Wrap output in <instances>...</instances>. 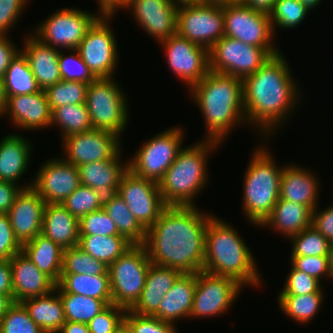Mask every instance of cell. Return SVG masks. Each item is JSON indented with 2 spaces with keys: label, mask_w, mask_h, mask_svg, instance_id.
Segmentation results:
<instances>
[{
  "label": "cell",
  "mask_w": 333,
  "mask_h": 333,
  "mask_svg": "<svg viewBox=\"0 0 333 333\" xmlns=\"http://www.w3.org/2000/svg\"><path fill=\"white\" fill-rule=\"evenodd\" d=\"M181 274L178 269L151 263L141 296L130 311L142 316H153L158 311L164 295Z\"/></svg>",
  "instance_id": "83f0119b"
},
{
  "label": "cell",
  "mask_w": 333,
  "mask_h": 333,
  "mask_svg": "<svg viewBox=\"0 0 333 333\" xmlns=\"http://www.w3.org/2000/svg\"><path fill=\"white\" fill-rule=\"evenodd\" d=\"M199 2L223 6L227 4L239 3L241 0H199Z\"/></svg>",
  "instance_id": "003e7915"
},
{
  "label": "cell",
  "mask_w": 333,
  "mask_h": 333,
  "mask_svg": "<svg viewBox=\"0 0 333 333\" xmlns=\"http://www.w3.org/2000/svg\"><path fill=\"white\" fill-rule=\"evenodd\" d=\"M118 195L125 201L137 221L147 230L167 207L158 183L139 177L128 169L119 183Z\"/></svg>",
  "instance_id": "e0dca14e"
},
{
  "label": "cell",
  "mask_w": 333,
  "mask_h": 333,
  "mask_svg": "<svg viewBox=\"0 0 333 333\" xmlns=\"http://www.w3.org/2000/svg\"><path fill=\"white\" fill-rule=\"evenodd\" d=\"M65 292L85 295L100 300H112L109 274L61 273L57 283Z\"/></svg>",
  "instance_id": "e575fe53"
},
{
  "label": "cell",
  "mask_w": 333,
  "mask_h": 333,
  "mask_svg": "<svg viewBox=\"0 0 333 333\" xmlns=\"http://www.w3.org/2000/svg\"><path fill=\"white\" fill-rule=\"evenodd\" d=\"M1 81L4 96L27 95L42 90L21 50L11 60Z\"/></svg>",
  "instance_id": "836d02e7"
},
{
  "label": "cell",
  "mask_w": 333,
  "mask_h": 333,
  "mask_svg": "<svg viewBox=\"0 0 333 333\" xmlns=\"http://www.w3.org/2000/svg\"><path fill=\"white\" fill-rule=\"evenodd\" d=\"M187 93L205 120L204 140L222 144L234 127L247 125L241 78L209 71Z\"/></svg>",
  "instance_id": "3957f363"
},
{
  "label": "cell",
  "mask_w": 333,
  "mask_h": 333,
  "mask_svg": "<svg viewBox=\"0 0 333 333\" xmlns=\"http://www.w3.org/2000/svg\"><path fill=\"white\" fill-rule=\"evenodd\" d=\"M120 152L115 158L78 166L80 184L93 188L102 207L118 195L122 175L128 170V160Z\"/></svg>",
  "instance_id": "44dd1931"
},
{
  "label": "cell",
  "mask_w": 333,
  "mask_h": 333,
  "mask_svg": "<svg viewBox=\"0 0 333 333\" xmlns=\"http://www.w3.org/2000/svg\"><path fill=\"white\" fill-rule=\"evenodd\" d=\"M80 235L121 236L114 221L102 208L79 220Z\"/></svg>",
  "instance_id": "816d5d0a"
},
{
  "label": "cell",
  "mask_w": 333,
  "mask_h": 333,
  "mask_svg": "<svg viewBox=\"0 0 333 333\" xmlns=\"http://www.w3.org/2000/svg\"><path fill=\"white\" fill-rule=\"evenodd\" d=\"M263 141L256 145L243 176L242 212L248 222L260 226L270 215L279 200L280 178L283 166H279ZM265 145V146H263ZM260 146V147H259ZM270 150V151H269Z\"/></svg>",
  "instance_id": "8992f818"
},
{
  "label": "cell",
  "mask_w": 333,
  "mask_h": 333,
  "mask_svg": "<svg viewBox=\"0 0 333 333\" xmlns=\"http://www.w3.org/2000/svg\"><path fill=\"white\" fill-rule=\"evenodd\" d=\"M292 249L290 256H328L331 243L313 226L288 238Z\"/></svg>",
  "instance_id": "7bdbcfd3"
},
{
  "label": "cell",
  "mask_w": 333,
  "mask_h": 333,
  "mask_svg": "<svg viewBox=\"0 0 333 333\" xmlns=\"http://www.w3.org/2000/svg\"><path fill=\"white\" fill-rule=\"evenodd\" d=\"M87 87L85 82L64 80L48 86L44 91L51 111L64 105L85 103Z\"/></svg>",
  "instance_id": "ee69618b"
},
{
  "label": "cell",
  "mask_w": 333,
  "mask_h": 333,
  "mask_svg": "<svg viewBox=\"0 0 333 333\" xmlns=\"http://www.w3.org/2000/svg\"><path fill=\"white\" fill-rule=\"evenodd\" d=\"M117 333H132L129 328L124 324Z\"/></svg>",
  "instance_id": "753ad0ef"
},
{
  "label": "cell",
  "mask_w": 333,
  "mask_h": 333,
  "mask_svg": "<svg viewBox=\"0 0 333 333\" xmlns=\"http://www.w3.org/2000/svg\"><path fill=\"white\" fill-rule=\"evenodd\" d=\"M13 303V295L0 294V321Z\"/></svg>",
  "instance_id": "be15d7a7"
},
{
  "label": "cell",
  "mask_w": 333,
  "mask_h": 333,
  "mask_svg": "<svg viewBox=\"0 0 333 333\" xmlns=\"http://www.w3.org/2000/svg\"><path fill=\"white\" fill-rule=\"evenodd\" d=\"M57 126L61 138L92 130L85 103L64 105L52 110L50 128Z\"/></svg>",
  "instance_id": "ab89813d"
},
{
  "label": "cell",
  "mask_w": 333,
  "mask_h": 333,
  "mask_svg": "<svg viewBox=\"0 0 333 333\" xmlns=\"http://www.w3.org/2000/svg\"><path fill=\"white\" fill-rule=\"evenodd\" d=\"M177 34L210 50L224 36L223 6L204 2L178 5Z\"/></svg>",
  "instance_id": "4fadbf2b"
},
{
  "label": "cell",
  "mask_w": 333,
  "mask_h": 333,
  "mask_svg": "<svg viewBox=\"0 0 333 333\" xmlns=\"http://www.w3.org/2000/svg\"><path fill=\"white\" fill-rule=\"evenodd\" d=\"M63 51L65 50H60L58 59L62 80L80 81L89 84L96 79L76 49L66 50L71 52L70 54L67 53V55Z\"/></svg>",
  "instance_id": "bcb514c9"
},
{
  "label": "cell",
  "mask_w": 333,
  "mask_h": 333,
  "mask_svg": "<svg viewBox=\"0 0 333 333\" xmlns=\"http://www.w3.org/2000/svg\"><path fill=\"white\" fill-rule=\"evenodd\" d=\"M219 146L221 144L218 142L202 138V141L183 147L178 152L175 161L158 183L167 206H197L195 198L209 181L208 158L213 151L215 154Z\"/></svg>",
  "instance_id": "5b68a950"
},
{
  "label": "cell",
  "mask_w": 333,
  "mask_h": 333,
  "mask_svg": "<svg viewBox=\"0 0 333 333\" xmlns=\"http://www.w3.org/2000/svg\"><path fill=\"white\" fill-rule=\"evenodd\" d=\"M33 150L30 139L13 132L0 140V181L20 184L29 167Z\"/></svg>",
  "instance_id": "4316f807"
},
{
  "label": "cell",
  "mask_w": 333,
  "mask_h": 333,
  "mask_svg": "<svg viewBox=\"0 0 333 333\" xmlns=\"http://www.w3.org/2000/svg\"><path fill=\"white\" fill-rule=\"evenodd\" d=\"M276 0H241V2L251 9L270 13Z\"/></svg>",
  "instance_id": "94428289"
},
{
  "label": "cell",
  "mask_w": 333,
  "mask_h": 333,
  "mask_svg": "<svg viewBox=\"0 0 333 333\" xmlns=\"http://www.w3.org/2000/svg\"><path fill=\"white\" fill-rule=\"evenodd\" d=\"M287 61L280 52L242 79L245 120L247 126L260 133V138L265 137L262 141L283 129L302 99L297 77L292 76Z\"/></svg>",
  "instance_id": "7a4b0ae2"
},
{
  "label": "cell",
  "mask_w": 333,
  "mask_h": 333,
  "mask_svg": "<svg viewBox=\"0 0 333 333\" xmlns=\"http://www.w3.org/2000/svg\"><path fill=\"white\" fill-rule=\"evenodd\" d=\"M195 287L196 273H182L164 295L153 317L172 324L184 318L190 319Z\"/></svg>",
  "instance_id": "f1b7e54d"
},
{
  "label": "cell",
  "mask_w": 333,
  "mask_h": 333,
  "mask_svg": "<svg viewBox=\"0 0 333 333\" xmlns=\"http://www.w3.org/2000/svg\"><path fill=\"white\" fill-rule=\"evenodd\" d=\"M55 289L62 301L66 321L87 324L103 309L112 304V300H100L85 295L67 293L58 284H56Z\"/></svg>",
  "instance_id": "d590c367"
},
{
  "label": "cell",
  "mask_w": 333,
  "mask_h": 333,
  "mask_svg": "<svg viewBox=\"0 0 333 333\" xmlns=\"http://www.w3.org/2000/svg\"><path fill=\"white\" fill-rule=\"evenodd\" d=\"M47 203L32 188H23L7 212L15 237L21 245L33 240L42 231Z\"/></svg>",
  "instance_id": "7402d4cb"
},
{
  "label": "cell",
  "mask_w": 333,
  "mask_h": 333,
  "mask_svg": "<svg viewBox=\"0 0 333 333\" xmlns=\"http://www.w3.org/2000/svg\"><path fill=\"white\" fill-rule=\"evenodd\" d=\"M62 205L79 220L85 215L103 208L95 190L84 185H80L64 200Z\"/></svg>",
  "instance_id": "7dc6e473"
},
{
  "label": "cell",
  "mask_w": 333,
  "mask_h": 333,
  "mask_svg": "<svg viewBox=\"0 0 333 333\" xmlns=\"http://www.w3.org/2000/svg\"><path fill=\"white\" fill-rule=\"evenodd\" d=\"M98 8L104 13L113 16V0H96Z\"/></svg>",
  "instance_id": "e7e4bbea"
},
{
  "label": "cell",
  "mask_w": 333,
  "mask_h": 333,
  "mask_svg": "<svg viewBox=\"0 0 333 333\" xmlns=\"http://www.w3.org/2000/svg\"><path fill=\"white\" fill-rule=\"evenodd\" d=\"M151 264L144 245H132L108 266L112 304L130 310L139 300Z\"/></svg>",
  "instance_id": "ba28073f"
},
{
  "label": "cell",
  "mask_w": 333,
  "mask_h": 333,
  "mask_svg": "<svg viewBox=\"0 0 333 333\" xmlns=\"http://www.w3.org/2000/svg\"><path fill=\"white\" fill-rule=\"evenodd\" d=\"M9 37L10 36H0V79L3 78L11 60L21 50Z\"/></svg>",
  "instance_id": "680465c9"
},
{
  "label": "cell",
  "mask_w": 333,
  "mask_h": 333,
  "mask_svg": "<svg viewBox=\"0 0 333 333\" xmlns=\"http://www.w3.org/2000/svg\"><path fill=\"white\" fill-rule=\"evenodd\" d=\"M57 333H90L87 324L66 321Z\"/></svg>",
  "instance_id": "6125c7cd"
},
{
  "label": "cell",
  "mask_w": 333,
  "mask_h": 333,
  "mask_svg": "<svg viewBox=\"0 0 333 333\" xmlns=\"http://www.w3.org/2000/svg\"><path fill=\"white\" fill-rule=\"evenodd\" d=\"M121 137L104 130L92 129L84 133L64 137L63 159L75 166L115 158L120 152Z\"/></svg>",
  "instance_id": "ac0fdd59"
},
{
  "label": "cell",
  "mask_w": 333,
  "mask_h": 333,
  "mask_svg": "<svg viewBox=\"0 0 333 333\" xmlns=\"http://www.w3.org/2000/svg\"><path fill=\"white\" fill-rule=\"evenodd\" d=\"M224 36L265 48L272 56L280 53L275 44L270 15L242 2L223 5Z\"/></svg>",
  "instance_id": "8fae6325"
},
{
  "label": "cell",
  "mask_w": 333,
  "mask_h": 333,
  "mask_svg": "<svg viewBox=\"0 0 333 333\" xmlns=\"http://www.w3.org/2000/svg\"><path fill=\"white\" fill-rule=\"evenodd\" d=\"M0 333H45L21 303L14 302L1 318Z\"/></svg>",
  "instance_id": "f6af8a7d"
},
{
  "label": "cell",
  "mask_w": 333,
  "mask_h": 333,
  "mask_svg": "<svg viewBox=\"0 0 333 333\" xmlns=\"http://www.w3.org/2000/svg\"><path fill=\"white\" fill-rule=\"evenodd\" d=\"M126 309L110 304L88 323L90 333H117L124 325Z\"/></svg>",
  "instance_id": "681fc988"
},
{
  "label": "cell",
  "mask_w": 333,
  "mask_h": 333,
  "mask_svg": "<svg viewBox=\"0 0 333 333\" xmlns=\"http://www.w3.org/2000/svg\"><path fill=\"white\" fill-rule=\"evenodd\" d=\"M242 289L243 286L230 277L197 272L190 318L220 317L233 306Z\"/></svg>",
  "instance_id": "9a60e30c"
},
{
  "label": "cell",
  "mask_w": 333,
  "mask_h": 333,
  "mask_svg": "<svg viewBox=\"0 0 333 333\" xmlns=\"http://www.w3.org/2000/svg\"><path fill=\"white\" fill-rule=\"evenodd\" d=\"M103 209L114 221L119 235L123 236L132 245H144L146 229L137 221L119 195L107 203Z\"/></svg>",
  "instance_id": "f35d334b"
},
{
  "label": "cell",
  "mask_w": 333,
  "mask_h": 333,
  "mask_svg": "<svg viewBox=\"0 0 333 333\" xmlns=\"http://www.w3.org/2000/svg\"><path fill=\"white\" fill-rule=\"evenodd\" d=\"M134 0H113V16L118 13V10L125 9Z\"/></svg>",
  "instance_id": "03108f58"
},
{
  "label": "cell",
  "mask_w": 333,
  "mask_h": 333,
  "mask_svg": "<svg viewBox=\"0 0 333 333\" xmlns=\"http://www.w3.org/2000/svg\"><path fill=\"white\" fill-rule=\"evenodd\" d=\"M21 251L22 245L15 237L8 214H0V260H10Z\"/></svg>",
  "instance_id": "11a10c76"
},
{
  "label": "cell",
  "mask_w": 333,
  "mask_h": 333,
  "mask_svg": "<svg viewBox=\"0 0 333 333\" xmlns=\"http://www.w3.org/2000/svg\"><path fill=\"white\" fill-rule=\"evenodd\" d=\"M279 295H305L314 292H324L319 280L303 271L296 269L292 264Z\"/></svg>",
  "instance_id": "c3c4849f"
},
{
  "label": "cell",
  "mask_w": 333,
  "mask_h": 333,
  "mask_svg": "<svg viewBox=\"0 0 333 333\" xmlns=\"http://www.w3.org/2000/svg\"><path fill=\"white\" fill-rule=\"evenodd\" d=\"M0 294L13 295L10 260H0Z\"/></svg>",
  "instance_id": "91938a15"
},
{
  "label": "cell",
  "mask_w": 333,
  "mask_h": 333,
  "mask_svg": "<svg viewBox=\"0 0 333 333\" xmlns=\"http://www.w3.org/2000/svg\"><path fill=\"white\" fill-rule=\"evenodd\" d=\"M311 221L312 210L309 207L279 198L259 227L270 228L288 239L310 227Z\"/></svg>",
  "instance_id": "f546056e"
},
{
  "label": "cell",
  "mask_w": 333,
  "mask_h": 333,
  "mask_svg": "<svg viewBox=\"0 0 333 333\" xmlns=\"http://www.w3.org/2000/svg\"><path fill=\"white\" fill-rule=\"evenodd\" d=\"M80 185L78 167L59 156L42 163L32 188L47 204H62Z\"/></svg>",
  "instance_id": "d6986e66"
},
{
  "label": "cell",
  "mask_w": 333,
  "mask_h": 333,
  "mask_svg": "<svg viewBox=\"0 0 333 333\" xmlns=\"http://www.w3.org/2000/svg\"><path fill=\"white\" fill-rule=\"evenodd\" d=\"M4 108H5V98L3 95L2 81L0 79V118L3 117Z\"/></svg>",
  "instance_id": "2644e50d"
},
{
  "label": "cell",
  "mask_w": 333,
  "mask_h": 333,
  "mask_svg": "<svg viewBox=\"0 0 333 333\" xmlns=\"http://www.w3.org/2000/svg\"><path fill=\"white\" fill-rule=\"evenodd\" d=\"M213 216L207 224L203 271L230 277L242 286L260 287L262 276L253 253L238 230Z\"/></svg>",
  "instance_id": "277c9868"
},
{
  "label": "cell",
  "mask_w": 333,
  "mask_h": 333,
  "mask_svg": "<svg viewBox=\"0 0 333 333\" xmlns=\"http://www.w3.org/2000/svg\"><path fill=\"white\" fill-rule=\"evenodd\" d=\"M30 0H0V36H9ZM12 28V29H11Z\"/></svg>",
  "instance_id": "f5cc1de1"
},
{
  "label": "cell",
  "mask_w": 333,
  "mask_h": 333,
  "mask_svg": "<svg viewBox=\"0 0 333 333\" xmlns=\"http://www.w3.org/2000/svg\"><path fill=\"white\" fill-rule=\"evenodd\" d=\"M310 11L299 0H276L269 13L275 36L276 26L285 31L293 29L306 20Z\"/></svg>",
  "instance_id": "60d3db41"
},
{
  "label": "cell",
  "mask_w": 333,
  "mask_h": 333,
  "mask_svg": "<svg viewBox=\"0 0 333 333\" xmlns=\"http://www.w3.org/2000/svg\"><path fill=\"white\" fill-rule=\"evenodd\" d=\"M112 15L102 14L87 30L76 50L96 78L115 77L118 43L110 21Z\"/></svg>",
  "instance_id": "7c38bea8"
},
{
  "label": "cell",
  "mask_w": 333,
  "mask_h": 333,
  "mask_svg": "<svg viewBox=\"0 0 333 333\" xmlns=\"http://www.w3.org/2000/svg\"><path fill=\"white\" fill-rule=\"evenodd\" d=\"M29 317L45 332L57 333L66 322L63 304L56 289L21 302Z\"/></svg>",
  "instance_id": "1f68e13d"
},
{
  "label": "cell",
  "mask_w": 333,
  "mask_h": 333,
  "mask_svg": "<svg viewBox=\"0 0 333 333\" xmlns=\"http://www.w3.org/2000/svg\"><path fill=\"white\" fill-rule=\"evenodd\" d=\"M317 174L311 169L297 164H285L281 178L279 198L309 207L314 211L319 203V183Z\"/></svg>",
  "instance_id": "d4e9b609"
},
{
  "label": "cell",
  "mask_w": 333,
  "mask_h": 333,
  "mask_svg": "<svg viewBox=\"0 0 333 333\" xmlns=\"http://www.w3.org/2000/svg\"><path fill=\"white\" fill-rule=\"evenodd\" d=\"M30 33L24 36L21 51L26 56L39 87L45 90L62 80L58 64L60 49L44 44Z\"/></svg>",
  "instance_id": "484cf974"
},
{
  "label": "cell",
  "mask_w": 333,
  "mask_h": 333,
  "mask_svg": "<svg viewBox=\"0 0 333 333\" xmlns=\"http://www.w3.org/2000/svg\"><path fill=\"white\" fill-rule=\"evenodd\" d=\"M116 79L96 78L90 82L85 105L93 129L109 131L122 137L130 117L129 104L126 92L122 91Z\"/></svg>",
  "instance_id": "52a82bcc"
},
{
  "label": "cell",
  "mask_w": 333,
  "mask_h": 333,
  "mask_svg": "<svg viewBox=\"0 0 333 333\" xmlns=\"http://www.w3.org/2000/svg\"><path fill=\"white\" fill-rule=\"evenodd\" d=\"M197 206H167L146 230V247L151 263L182 273L203 271L206 229L213 214Z\"/></svg>",
  "instance_id": "6da1fadb"
},
{
  "label": "cell",
  "mask_w": 333,
  "mask_h": 333,
  "mask_svg": "<svg viewBox=\"0 0 333 333\" xmlns=\"http://www.w3.org/2000/svg\"><path fill=\"white\" fill-rule=\"evenodd\" d=\"M41 233L63 249L78 246L79 219L75 218L62 204H47Z\"/></svg>",
  "instance_id": "4dcf8cb0"
},
{
  "label": "cell",
  "mask_w": 333,
  "mask_h": 333,
  "mask_svg": "<svg viewBox=\"0 0 333 333\" xmlns=\"http://www.w3.org/2000/svg\"><path fill=\"white\" fill-rule=\"evenodd\" d=\"M61 273L109 274L108 266L104 262L92 257L79 246L64 249Z\"/></svg>",
  "instance_id": "b9f144b4"
},
{
  "label": "cell",
  "mask_w": 333,
  "mask_h": 333,
  "mask_svg": "<svg viewBox=\"0 0 333 333\" xmlns=\"http://www.w3.org/2000/svg\"><path fill=\"white\" fill-rule=\"evenodd\" d=\"M175 5L199 3V0H171Z\"/></svg>",
  "instance_id": "8c879c8a"
},
{
  "label": "cell",
  "mask_w": 333,
  "mask_h": 333,
  "mask_svg": "<svg viewBox=\"0 0 333 333\" xmlns=\"http://www.w3.org/2000/svg\"><path fill=\"white\" fill-rule=\"evenodd\" d=\"M33 179L28 184L16 185L12 182L0 181V214L7 213L13 206L15 197L23 188L32 187Z\"/></svg>",
  "instance_id": "6f0895ef"
},
{
  "label": "cell",
  "mask_w": 333,
  "mask_h": 333,
  "mask_svg": "<svg viewBox=\"0 0 333 333\" xmlns=\"http://www.w3.org/2000/svg\"><path fill=\"white\" fill-rule=\"evenodd\" d=\"M124 324L132 333H179L175 324L153 316L138 315L130 310L125 313Z\"/></svg>",
  "instance_id": "f907efd6"
},
{
  "label": "cell",
  "mask_w": 333,
  "mask_h": 333,
  "mask_svg": "<svg viewBox=\"0 0 333 333\" xmlns=\"http://www.w3.org/2000/svg\"><path fill=\"white\" fill-rule=\"evenodd\" d=\"M103 14L81 10L80 8L64 7L56 9L41 23H38L32 34L46 45L60 50L76 49L87 30Z\"/></svg>",
  "instance_id": "30bf717a"
},
{
  "label": "cell",
  "mask_w": 333,
  "mask_h": 333,
  "mask_svg": "<svg viewBox=\"0 0 333 333\" xmlns=\"http://www.w3.org/2000/svg\"><path fill=\"white\" fill-rule=\"evenodd\" d=\"M22 252L56 284L60 281L64 252L60 245L40 233L22 245Z\"/></svg>",
  "instance_id": "d6a6232c"
},
{
  "label": "cell",
  "mask_w": 333,
  "mask_h": 333,
  "mask_svg": "<svg viewBox=\"0 0 333 333\" xmlns=\"http://www.w3.org/2000/svg\"><path fill=\"white\" fill-rule=\"evenodd\" d=\"M4 98L3 116L8 115L15 128L26 131L50 128L52 111L44 90L27 95L4 96Z\"/></svg>",
  "instance_id": "603a6c76"
},
{
  "label": "cell",
  "mask_w": 333,
  "mask_h": 333,
  "mask_svg": "<svg viewBox=\"0 0 333 333\" xmlns=\"http://www.w3.org/2000/svg\"><path fill=\"white\" fill-rule=\"evenodd\" d=\"M78 246L92 257L110 266L132 244L123 236L80 235Z\"/></svg>",
  "instance_id": "74e56055"
},
{
  "label": "cell",
  "mask_w": 333,
  "mask_h": 333,
  "mask_svg": "<svg viewBox=\"0 0 333 333\" xmlns=\"http://www.w3.org/2000/svg\"><path fill=\"white\" fill-rule=\"evenodd\" d=\"M126 10L132 13L141 30L144 29L158 44L177 34L178 5L171 0H134Z\"/></svg>",
  "instance_id": "ffe728a7"
},
{
  "label": "cell",
  "mask_w": 333,
  "mask_h": 333,
  "mask_svg": "<svg viewBox=\"0 0 333 333\" xmlns=\"http://www.w3.org/2000/svg\"><path fill=\"white\" fill-rule=\"evenodd\" d=\"M13 301H22L46 295L55 289L56 283L21 251L10 259Z\"/></svg>",
  "instance_id": "cb8c5ba5"
},
{
  "label": "cell",
  "mask_w": 333,
  "mask_h": 333,
  "mask_svg": "<svg viewBox=\"0 0 333 333\" xmlns=\"http://www.w3.org/2000/svg\"><path fill=\"white\" fill-rule=\"evenodd\" d=\"M272 55L265 49L223 36L209 50V70L244 79Z\"/></svg>",
  "instance_id": "5bb4252c"
},
{
  "label": "cell",
  "mask_w": 333,
  "mask_h": 333,
  "mask_svg": "<svg viewBox=\"0 0 333 333\" xmlns=\"http://www.w3.org/2000/svg\"><path fill=\"white\" fill-rule=\"evenodd\" d=\"M311 226L318 230L333 245V203L321 209L319 205L312 211Z\"/></svg>",
  "instance_id": "9f6ffc18"
},
{
  "label": "cell",
  "mask_w": 333,
  "mask_h": 333,
  "mask_svg": "<svg viewBox=\"0 0 333 333\" xmlns=\"http://www.w3.org/2000/svg\"><path fill=\"white\" fill-rule=\"evenodd\" d=\"M325 292L305 295H278V304L284 315L301 325L309 324L319 313L324 303Z\"/></svg>",
  "instance_id": "8d00e7d4"
},
{
  "label": "cell",
  "mask_w": 333,
  "mask_h": 333,
  "mask_svg": "<svg viewBox=\"0 0 333 333\" xmlns=\"http://www.w3.org/2000/svg\"><path fill=\"white\" fill-rule=\"evenodd\" d=\"M328 265H329V278L333 280V245H331L330 252L328 254Z\"/></svg>",
  "instance_id": "89a4df30"
},
{
  "label": "cell",
  "mask_w": 333,
  "mask_h": 333,
  "mask_svg": "<svg viewBox=\"0 0 333 333\" xmlns=\"http://www.w3.org/2000/svg\"><path fill=\"white\" fill-rule=\"evenodd\" d=\"M167 58L169 69L176 78L187 85L189 91L200 82L210 71L209 50L198 46L178 34L159 42Z\"/></svg>",
  "instance_id": "2e32d148"
},
{
  "label": "cell",
  "mask_w": 333,
  "mask_h": 333,
  "mask_svg": "<svg viewBox=\"0 0 333 333\" xmlns=\"http://www.w3.org/2000/svg\"><path fill=\"white\" fill-rule=\"evenodd\" d=\"M290 262L296 269L305 272L311 277L321 281L324 277L329 279L328 256H290ZM323 277V278H322Z\"/></svg>",
  "instance_id": "db71d44e"
},
{
  "label": "cell",
  "mask_w": 333,
  "mask_h": 333,
  "mask_svg": "<svg viewBox=\"0 0 333 333\" xmlns=\"http://www.w3.org/2000/svg\"><path fill=\"white\" fill-rule=\"evenodd\" d=\"M304 6H306L309 10H313L316 6H318L324 0H299Z\"/></svg>",
  "instance_id": "a7ac6f4b"
},
{
  "label": "cell",
  "mask_w": 333,
  "mask_h": 333,
  "mask_svg": "<svg viewBox=\"0 0 333 333\" xmlns=\"http://www.w3.org/2000/svg\"><path fill=\"white\" fill-rule=\"evenodd\" d=\"M184 130L173 126L149 138L128 158V169L135 175L159 183L183 148Z\"/></svg>",
  "instance_id": "9c48e42d"
}]
</instances>
